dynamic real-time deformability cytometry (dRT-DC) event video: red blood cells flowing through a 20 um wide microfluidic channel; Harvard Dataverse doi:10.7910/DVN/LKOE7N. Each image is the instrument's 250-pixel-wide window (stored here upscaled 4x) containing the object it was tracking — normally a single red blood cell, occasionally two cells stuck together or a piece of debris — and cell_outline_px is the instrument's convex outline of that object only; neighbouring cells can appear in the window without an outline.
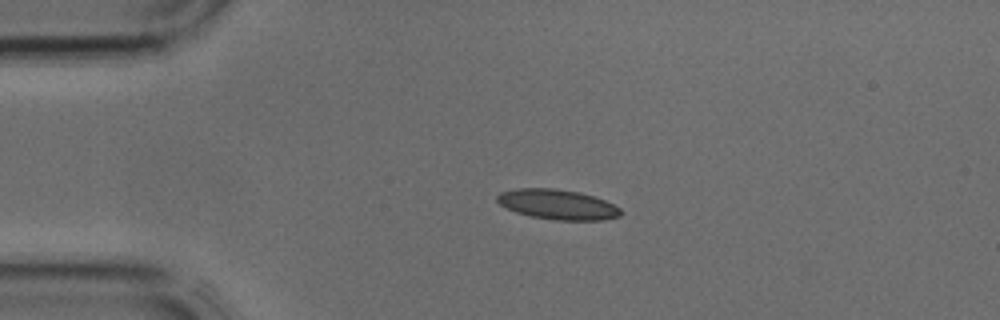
{"species": "common noctule bat (a hibernating species)", "species_latin": "Nyctalus noctula", "temperature_condition": "cold", "stored_images_in_passage": 2, "camera_frame_rate_fps": 3000, "um_per_image_px": 0.085, "animal": {"sex": "male", "body_mass_g": 17.9, "forearm_length_mm": 54.2}, "frame": {"image": 1, "passage_image": 1, "time_ms": 0.0, "image_size_px": [1000, 320], "cell_outline_px": [[624, 212], [620, 216], [604, 220], [556, 220], [532, 216], [516, 212], [500, 204], [496, 200], [496, 196], [500, 192], [516, 188], [556, 188], [580, 192], [596, 196], [620, 208]], "centroid_in_image_um": [47.42, 17.37], "position_along_channel_um": 37.6, "area_um2": 21.73}}
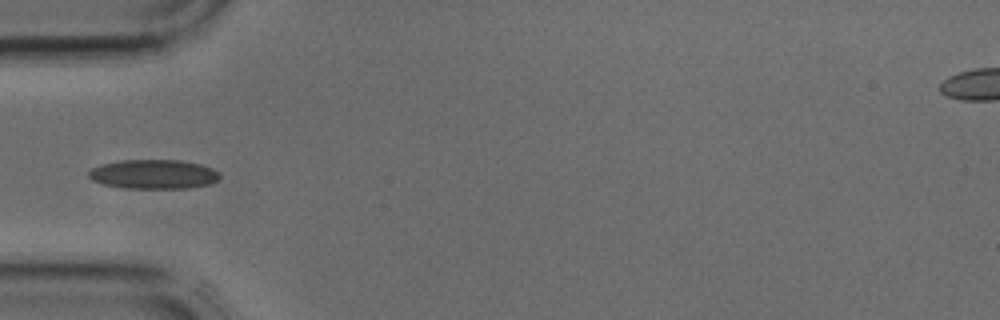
{"frame": {"image": 2, "passage_image": 2, "time_ms": 0.333, "image_size_px": [1000, 320], "cell_outline_px": [[220, 176], [212, 184], [188, 188], [124, 188], [104, 184], [92, 180], [88, 176], [88, 172], [92, 168], [100, 164], [120, 160], [180, 160], [200, 164], [212, 168], [220, 172]], "centroid_in_image_um": [13.06, 14.8], "position_along_channel_um": 71.9, "area_um2": 22.48}}